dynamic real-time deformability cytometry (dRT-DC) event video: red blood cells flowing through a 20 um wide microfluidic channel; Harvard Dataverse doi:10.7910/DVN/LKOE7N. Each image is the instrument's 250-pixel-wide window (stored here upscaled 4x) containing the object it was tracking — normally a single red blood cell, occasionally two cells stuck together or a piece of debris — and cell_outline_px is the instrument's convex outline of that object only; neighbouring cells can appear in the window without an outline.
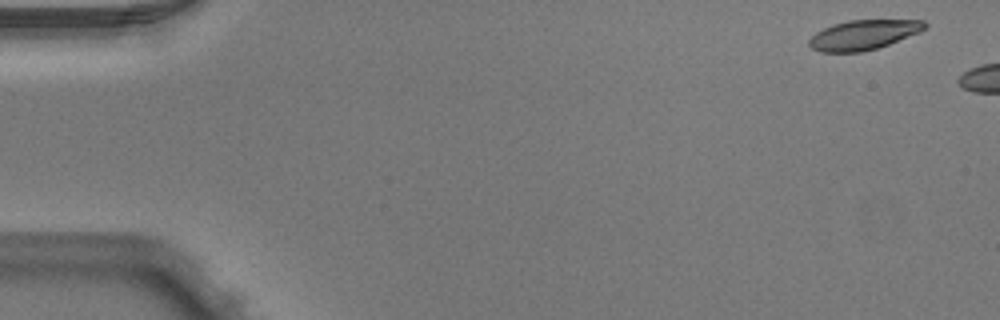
{"species": "Egyptian fruit bat (a non-hibernating species)", "species_latin": "Rousettus aegyptiacus", "temperature_condition": "warm", "stored_images_in_passage": 2, "camera_frame_rate_fps": 3000, "um_per_image_px": 0.085, "animal": {"sex": "male"}, "frame": {"image": 1, "passage_image": 1, "time_ms": 0.0, "image_size_px": [1000, 320], "cell_outline_px": [[928, 24], [920, 32], [888, 44], [876, 48], [860, 52], [820, 52], [812, 48], [808, 44], [808, 40], [816, 32], [832, 24], [848, 20], [924, 20]], "centroid_in_image_um": [73.37, 2.95], "position_along_channel_um": 11.6, "area_um2": 19.94}}